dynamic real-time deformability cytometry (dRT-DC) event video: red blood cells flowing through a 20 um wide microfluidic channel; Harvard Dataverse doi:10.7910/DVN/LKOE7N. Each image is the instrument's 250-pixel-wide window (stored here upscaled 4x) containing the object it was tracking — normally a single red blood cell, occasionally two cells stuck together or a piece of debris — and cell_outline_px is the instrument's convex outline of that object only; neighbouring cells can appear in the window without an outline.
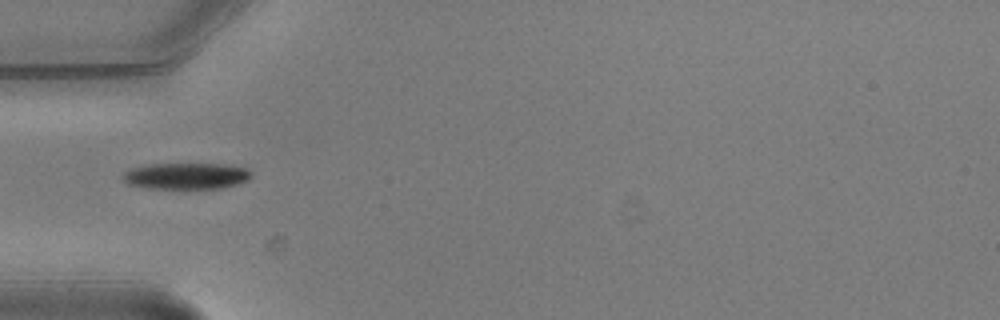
{"species": "common noctule bat (a hibernating species)", "species_latin": "Nyctalus noctula", "temperature_condition": "warm", "stored_images_in_passage": 6, "camera_frame_rate_fps": 3000, "um_per_image_px": 0.085, "animal": {"sex": "male", "body_mass_g": 20.5, "forearm_length_mm": 52.5}, "frame": {"image": 1, "passage_image": 5, "time_ms": 1.333, "image_size_px": [1000, 320], "cell_outline_px": [[252, 176], [248, 180], [236, 184], [220, 188], [148, 188], [128, 184], [120, 176], [124, 172], [132, 168], [148, 164], [220, 164], [248, 168], [252, 172]], "centroid_in_image_um": [15.82, 14.95], "position_along_channel_um": 69.2, "area_um2": 19.65}}
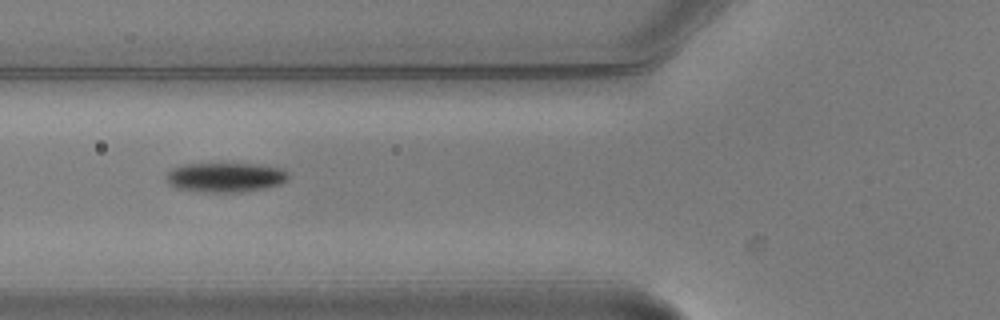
{"frame": {"image": 2, "passage_image": 6, "time_ms": 1.667, "image_size_px": [1000, 320], "cell_outline_px": [[288, 180], [280, 184], [264, 188], [240, 192], [212, 192], [176, 188], [168, 184], [164, 176], [172, 168], [184, 164], [256, 164], [280, 168], [288, 172]], "centroid_in_image_um": [19.14, 15.07], "position_along_channel_um": 106.7, "area_um2": 20.92}}